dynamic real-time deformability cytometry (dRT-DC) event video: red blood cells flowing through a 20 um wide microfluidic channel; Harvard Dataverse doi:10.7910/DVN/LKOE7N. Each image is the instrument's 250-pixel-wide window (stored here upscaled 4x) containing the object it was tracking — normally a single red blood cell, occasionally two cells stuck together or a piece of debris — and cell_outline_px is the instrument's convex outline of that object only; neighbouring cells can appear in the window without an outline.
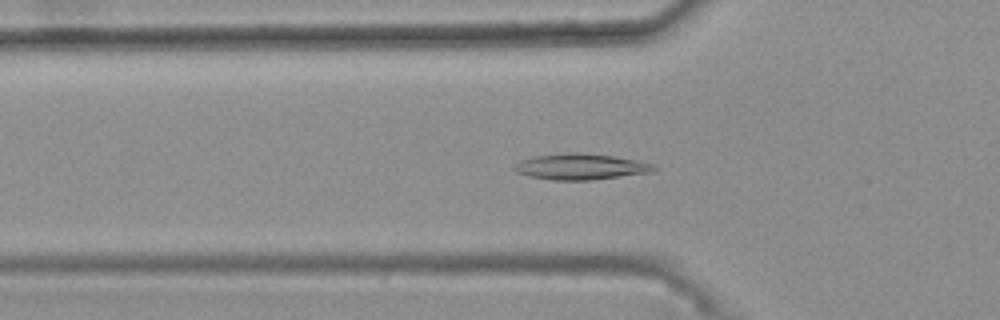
{"species": "common noctule bat (a hibernating species)", "species_latin": "Nyctalus noctula", "temperature_condition": "warm", "stored_images_in_passage": 39, "camera_frame_rate_fps": 3000, "um_per_image_px": 0.085, "animal": {"sex": "female", "body_mass_g": 25.1}, "frame": {"image": 1, "passage_image": 11, "time_ms": 3.333, "image_size_px": [1000, 320], "cell_outline_px": [[656, 168], [652, 172], [592, 180], [552, 180], [528, 176], [516, 172], [512, 168], [520, 160], [532, 156], [572, 152], [576, 152], [612, 156], [636, 160], [652, 164]], "centroid_in_image_um": [49.3, 14.17], "position_along_channel_um": 76.5, "area_um2": 21.04}}
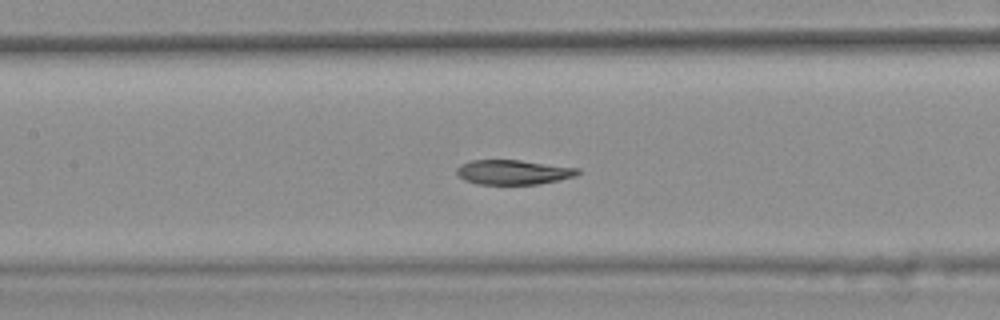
{"frame": {"image": 2, "passage_image": 18, "time_ms": 5.667, "image_size_px": [1000, 320], "cell_outline_px": [[580, 172], [576, 176], [540, 184], [476, 184], [464, 180], [456, 172], [456, 168], [460, 164], [472, 160], [520, 160], [580, 168]], "centroid_in_image_um": [43.63, 14.63], "position_along_channel_um": 163.8, "area_um2": 17.46}}
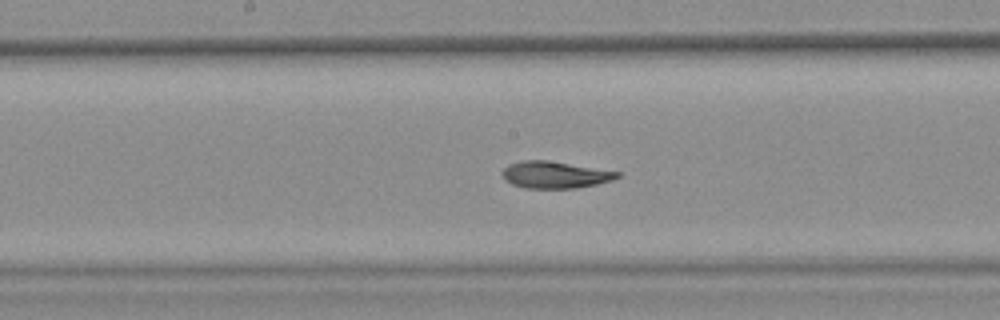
{"frame": {"image": 3, "passage_image": 21, "time_ms": 6.667, "image_size_px": [1000, 320], "cell_outline_px": [[620, 176], [612, 180], [596, 184], [576, 188], [524, 188], [512, 184], [504, 180], [504, 168], [508, 164], [524, 160], [548, 160], [620, 172]], "centroid_in_image_um": [47.16, 14.86], "position_along_channel_um": 201.0, "area_um2": 17.86}, "authors_computed_cell_mechanics": {"area_um2": 18.6116, "velocity_mm_per_s": 3.7309, "shape_relaxation_time_tau1_ms": null, "shape_relaxation_time_tau2_ms": 3.785, "deformation_change_tau1": null, "deformation_change_tau2": 0.0842}}